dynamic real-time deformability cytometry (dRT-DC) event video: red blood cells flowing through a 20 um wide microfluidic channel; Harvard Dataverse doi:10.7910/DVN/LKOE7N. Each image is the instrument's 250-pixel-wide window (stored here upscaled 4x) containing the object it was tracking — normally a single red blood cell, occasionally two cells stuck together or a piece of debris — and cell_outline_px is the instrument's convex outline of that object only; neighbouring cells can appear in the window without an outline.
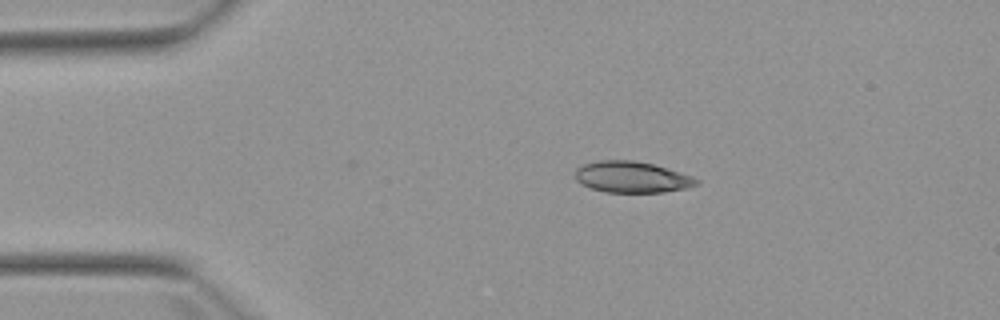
{"species": "Egyptian fruit bat (a non-hibernating species)", "species_latin": "Rousettus aegyptiacus", "temperature_condition": "warm", "stored_images_in_passage": 4, "camera_frame_rate_fps": 3000, "um_per_image_px": 0.085, "animal": {"sex": "female"}, "frame": {"image": 1, "passage_image": 1, "time_ms": 0.0, "image_size_px": [1000, 320], "cell_outline_px": [[700, 184], [688, 188], [664, 192], [608, 192], [592, 188], [576, 180], [576, 168], [584, 164], [600, 160], [632, 160], [652, 164], [692, 176], [700, 180]], "centroid_in_image_um": [53.75, 15.05], "position_along_channel_um": 31.3, "area_um2": 21.85}}
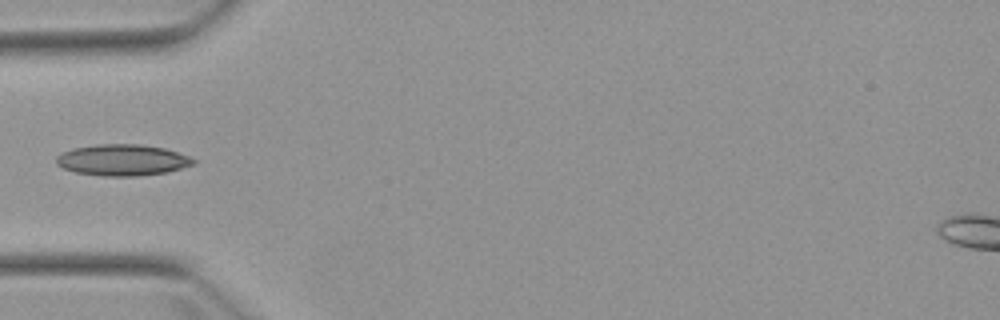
{"frame": {"image": 2, "passage_image": 3, "time_ms": 2.333, "image_size_px": [1000, 320], "cell_outline_px": [[196, 164], [168, 172], [136, 176], [104, 176], [76, 172], [64, 168], [56, 164], [56, 156], [72, 148], [96, 144], [140, 144], [164, 148], [188, 156], [196, 160]], "centroid_in_image_um": [10.42, 13.6], "position_along_channel_um": 74.6, "area_um2": 24.97}}
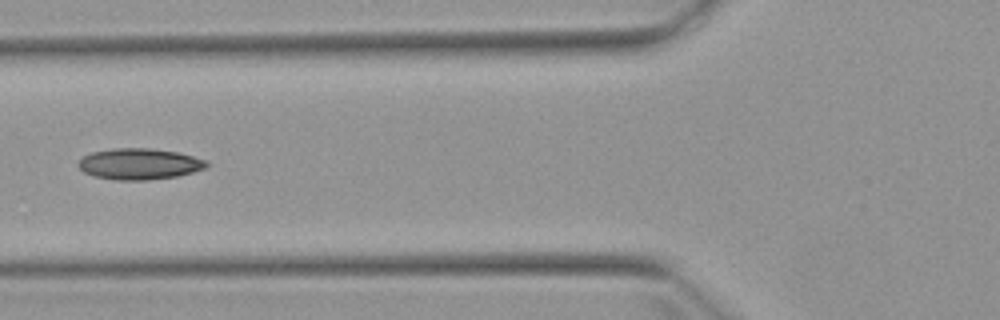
{"frame": {"image": 3, "passage_image": 4, "time_ms": 3.333, "image_size_px": [1000, 320], "cell_outline_px": [[208, 164], [204, 168], [192, 172], [176, 176], [148, 180], [116, 180], [92, 176], [84, 172], [76, 164], [84, 156], [92, 152], [112, 148], [152, 148], [176, 152], [208, 160]], "centroid_in_image_um": [11.82, 13.93], "position_along_channel_um": 114.0, "area_um2": 23.24}}